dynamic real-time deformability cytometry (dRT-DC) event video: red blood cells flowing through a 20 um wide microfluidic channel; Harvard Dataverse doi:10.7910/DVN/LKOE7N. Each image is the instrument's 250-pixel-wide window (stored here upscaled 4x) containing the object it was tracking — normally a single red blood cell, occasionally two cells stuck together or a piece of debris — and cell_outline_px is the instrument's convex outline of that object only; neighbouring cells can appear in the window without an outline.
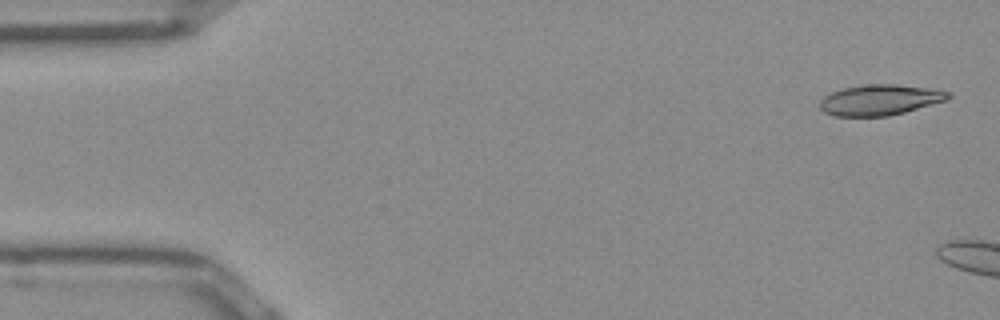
{"species": "Egyptian fruit bat (a non-hibernating species)", "species_latin": "Rousettus aegyptiacus", "temperature_condition": "room temperature", "stored_images_in_passage": 43, "camera_frame_rate_fps": 3000, "um_per_image_px": 0.085, "frame": {"image": 1, "passage_image": 2, "time_ms": 0.333, "image_size_px": [1000, 320], "cell_outline_px": [[952, 96], [948, 100], [904, 112], [888, 116], [836, 116], [824, 112], [820, 108], [820, 100], [824, 96], [832, 92], [844, 88], [868, 84], [896, 84], [928, 88], [952, 92]], "centroid_in_image_um": [74.82, 8.49], "position_along_channel_um": 10.2, "area_um2": 22.89}}
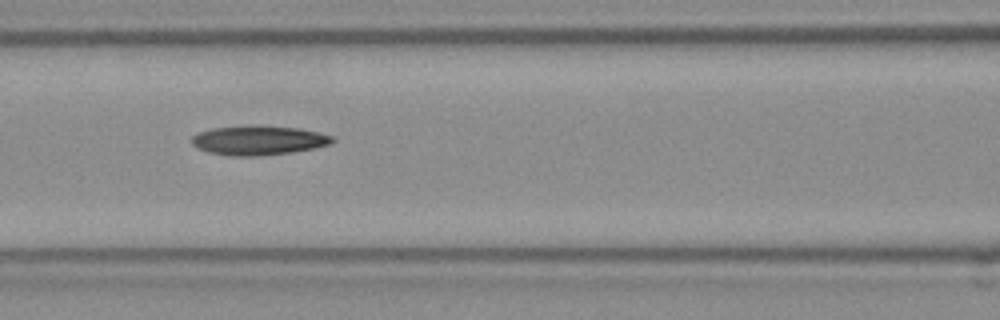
{"frame": {"image": 2, "passage_image": 21, "time_ms": 6.667, "image_size_px": [1000, 320], "cell_outline_px": [[336, 140], [332, 144], [312, 148], [288, 152], [260, 156], [232, 156], [208, 152], [196, 148], [192, 144], [192, 136], [200, 132], [212, 128], [256, 124], [300, 128], [332, 136]], "centroid_in_image_um": [21.96, 11.91], "position_along_channel_um": 144.6, "area_um2": 24.22}}
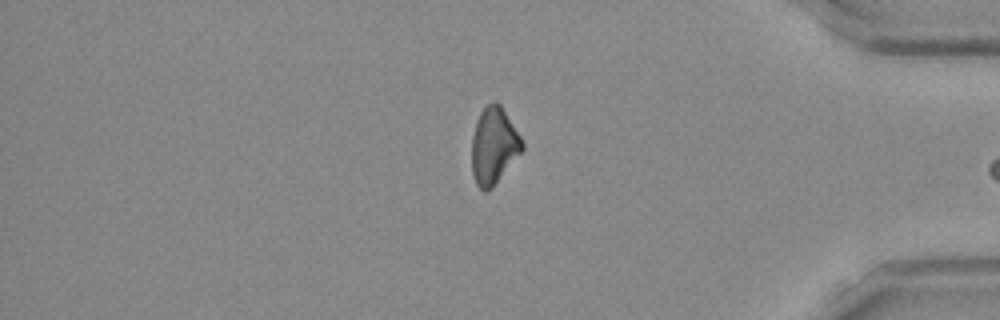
{"frame": {"image": 3, "passage_image": 42, "time_ms": 13.667, "image_size_px": [1000, 320], "cell_outline_px": [[524, 148], [492, 188], [484, 192], [476, 184], [472, 172], [472, 136], [480, 112], [488, 104], [496, 100], [500, 104], [520, 136], [524, 144]], "centroid_in_image_um": [41.96, 12.4], "position_along_channel_um": 393.2, "area_um2": 22.2}}